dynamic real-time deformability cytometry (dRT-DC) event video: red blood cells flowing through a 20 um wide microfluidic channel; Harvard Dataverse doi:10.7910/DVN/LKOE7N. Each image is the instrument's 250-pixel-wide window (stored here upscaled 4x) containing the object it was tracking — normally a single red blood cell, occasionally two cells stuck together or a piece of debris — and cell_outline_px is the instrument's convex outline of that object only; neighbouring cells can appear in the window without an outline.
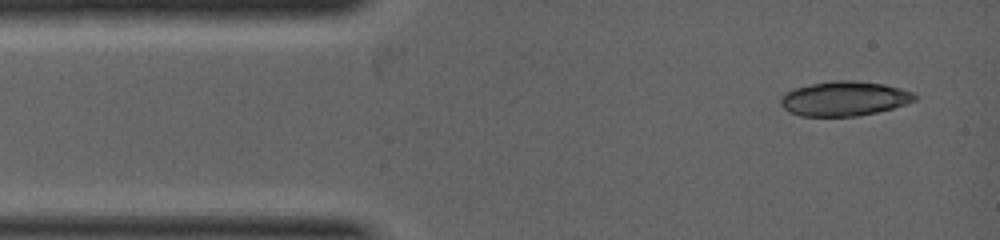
{"species": "common noctule bat (a hibernating species)", "species_latin": "Nyctalus noctula", "temperature_condition": "warm", "stored_images_in_passage": 3, "camera_frame_rate_fps": 5000, "um_per_image_px": 0.085, "animal": {"sex": "female", "body_mass_g": 19.0, "forearm_length_mm": 53.3}, "frame": {"image": 1, "passage_image": 1, "time_ms": 0.0, "image_size_px": [1000, 240], "cell_outline_px": [[920, 96], [916, 100], [892, 108], [876, 112], [856, 116], [800, 116], [788, 112], [780, 104], [780, 96], [796, 88], [812, 84], [836, 80], [856, 80], [884, 84], [900, 88], [912, 92]], "centroid_in_image_um": [71.77, 8.38], "position_along_channel_um": 13.2, "area_um2": 26.99}}